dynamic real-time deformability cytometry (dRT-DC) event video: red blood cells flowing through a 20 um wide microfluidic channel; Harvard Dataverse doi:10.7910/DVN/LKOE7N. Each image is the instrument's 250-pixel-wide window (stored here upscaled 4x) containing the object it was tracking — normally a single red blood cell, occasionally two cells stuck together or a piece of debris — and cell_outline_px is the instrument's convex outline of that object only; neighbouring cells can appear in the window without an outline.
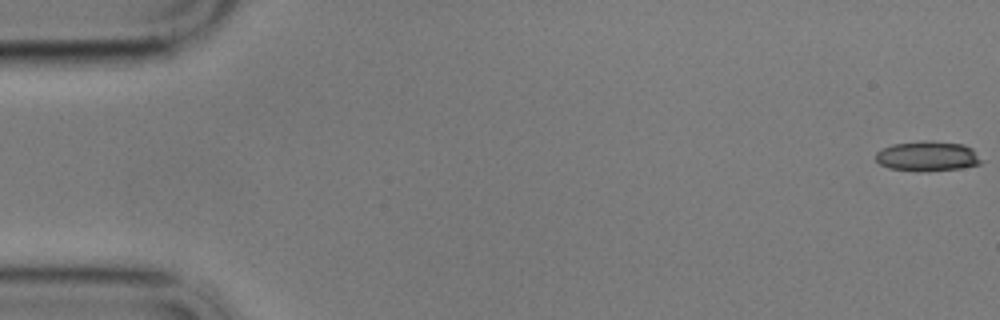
{"species": "common noctule bat (a hibernating species)", "species_latin": "Nyctalus noctula", "temperature_condition": "cold", "stored_images_in_passage": 59, "camera_frame_rate_fps": 3000, "um_per_image_px": 0.085, "animal": {"sex": "male", "body_mass_g": 17.9}, "frame": {"image": 1, "passage_image": 1, "time_ms": 0.0, "image_size_px": [1000, 320], "cell_outline_px": [[984, 160], [980, 164], [960, 168], [920, 172], [916, 172], [888, 168], [880, 164], [876, 160], [876, 152], [892, 144], [924, 140], [932, 140], [964, 144], [972, 148]], "centroid_in_image_um": [78.86, 13.27], "position_along_channel_um": 6.1, "area_um2": 18.79}}
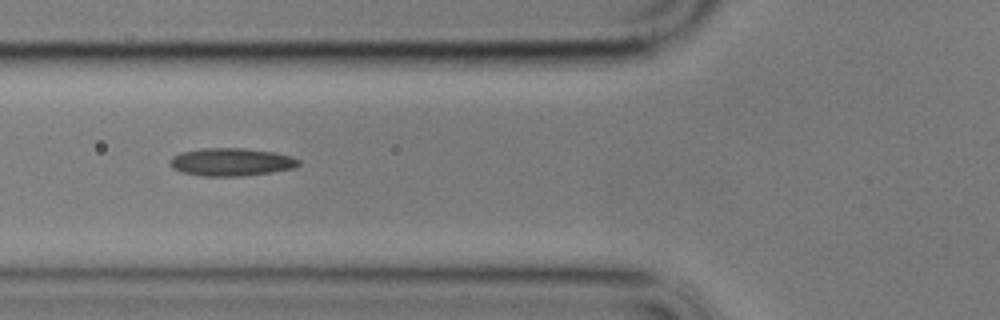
{"frame": {"image": 2, "passage_image": 22, "time_ms": 7.0, "image_size_px": [1000, 320], "cell_outline_px": [[300, 164], [296, 168], [272, 172], [240, 176], [204, 176], [180, 172], [172, 168], [168, 164], [168, 160], [172, 156], [180, 152], [204, 148], [244, 148], [276, 152], [292, 156], [300, 160]], "centroid_in_image_um": [19.65, 13.77], "position_along_channel_um": 106.2, "area_um2": 21.21}}
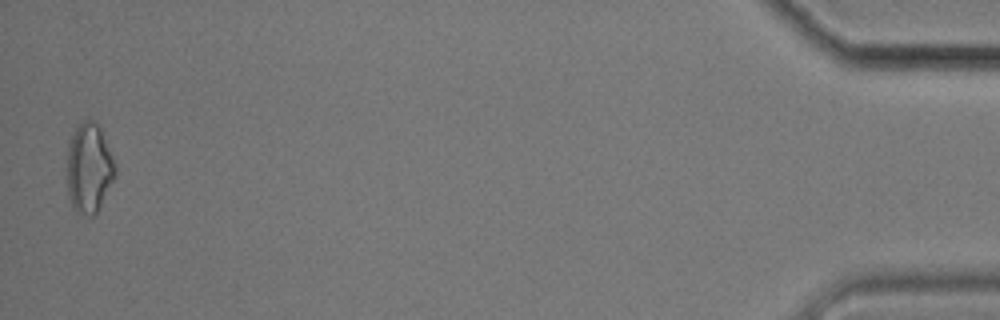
{"frame": {"image": 3, "passage_image": 58, "time_ms": 19.0, "image_size_px": [1000, 320], "cell_outline_px": [[116, 176], [96, 212], [92, 216], [88, 216], [76, 212], [68, 196], [68, 140], [76, 128], [88, 116], [100, 128], [112, 156], [116, 168]], "centroid_in_image_um": [7.57, 14.28], "position_along_channel_um": 427.6, "area_um2": 24.91}, "authors_computed_cell_mechanics": {"area_um2": 19.941, "velocity_mm_per_s": 3.4283, "shape_relaxation_time_tau1_ms": 7.246, "shape_relaxation_time_tau2_ms": 4.8117, "deformation_change_tau1": 0.1218, "deformation_change_tau2": 0.1238}}